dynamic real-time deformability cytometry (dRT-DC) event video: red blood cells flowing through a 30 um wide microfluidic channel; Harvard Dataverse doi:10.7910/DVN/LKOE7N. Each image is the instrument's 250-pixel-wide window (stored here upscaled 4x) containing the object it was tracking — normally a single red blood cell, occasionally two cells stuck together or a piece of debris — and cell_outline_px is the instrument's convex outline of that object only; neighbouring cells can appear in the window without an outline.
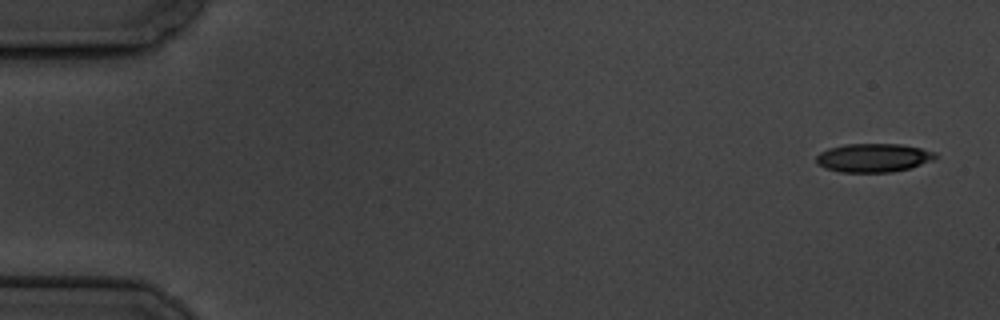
{"species": "common noctule bat (a hibernating species)", "species_latin": "Nyctalus noctula", "temperature_condition": "cold", "stored_images_in_passage": 5, "camera_frame_rate_fps": 3000, "um_per_image_px": 0.085, "animal": {"sex": "male", "body_mass_g": 19.5, "forearm_length_mm": 54.6}, "frame": {"image": 1, "passage_image": 1, "time_ms": 0.0, "image_size_px": [1000, 320], "cell_outline_px": [[940, 156], [932, 160], [908, 168], [892, 172], [840, 172], [824, 168], [816, 164], [816, 156], [820, 152], [828, 148], [844, 144], [900, 144], [920, 148], [936, 152]], "centroid_in_image_um": [74.21, 13.41], "position_along_channel_um": 10.8, "area_um2": 19.94}}
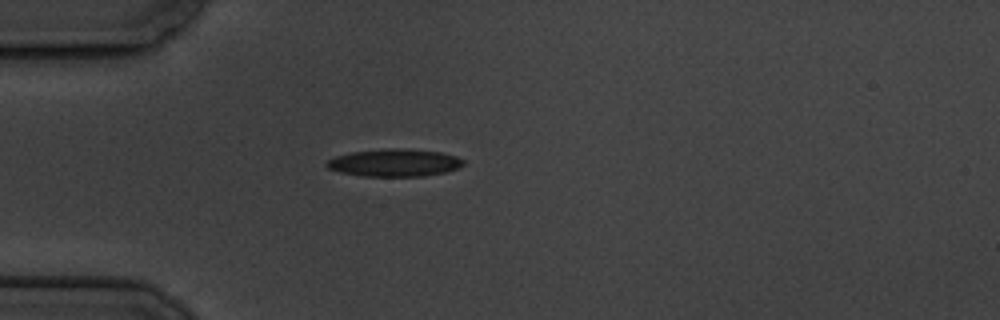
{"frame": {"image": 2, "passage_image": 5, "time_ms": 4.667, "image_size_px": [1000, 320], "cell_outline_px": [[464, 164], [460, 168], [448, 172], [424, 176], [364, 176], [340, 172], [328, 168], [324, 164], [328, 160], [336, 156], [352, 152], [388, 148], [400, 148], [440, 152], [456, 156], [464, 160]], "centroid_in_image_um": [33.56, 13.84], "position_along_channel_um": 51.4, "area_um2": 21.96}}